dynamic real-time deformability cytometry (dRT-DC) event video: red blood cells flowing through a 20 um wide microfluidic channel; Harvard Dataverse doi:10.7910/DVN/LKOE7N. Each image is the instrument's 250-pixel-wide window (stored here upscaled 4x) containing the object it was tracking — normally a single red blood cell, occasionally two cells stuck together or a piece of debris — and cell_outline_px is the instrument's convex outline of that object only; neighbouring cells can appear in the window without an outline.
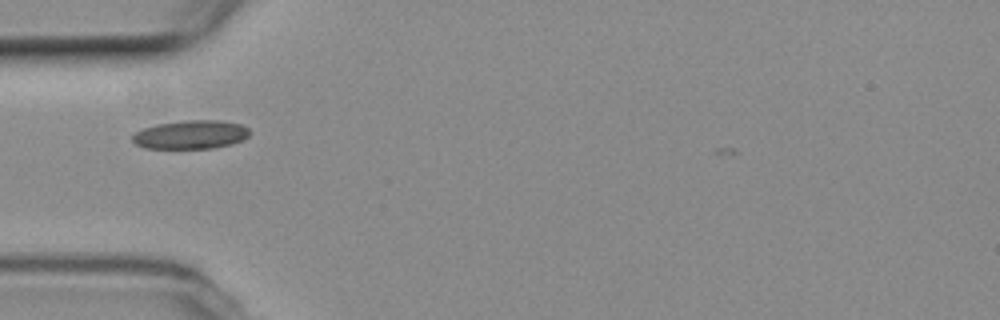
{"species": "common noctule bat (a hibernating species)", "species_latin": "Nyctalus noctula", "temperature_condition": "room temperature", "stored_images_in_passage": 19, "camera_frame_rate_fps": 3000, "um_per_image_px": 0.085, "animal": {"sex": "female", "body_mass_g": 19.3, "forearm_length_mm": 54.1}, "frame": {"image": 1, "passage_image": 1, "time_ms": 0.0, "image_size_px": [1000, 320], "cell_outline_px": [[252, 132], [248, 136], [232, 144], [212, 148], [144, 148], [136, 144], [132, 140], [132, 136], [136, 132], [144, 128], [156, 124], [184, 120], [220, 120], [240, 124], [248, 128]], "centroid_in_image_um": [16.22, 11.43], "position_along_channel_um": 68.8, "area_um2": 19.54}}
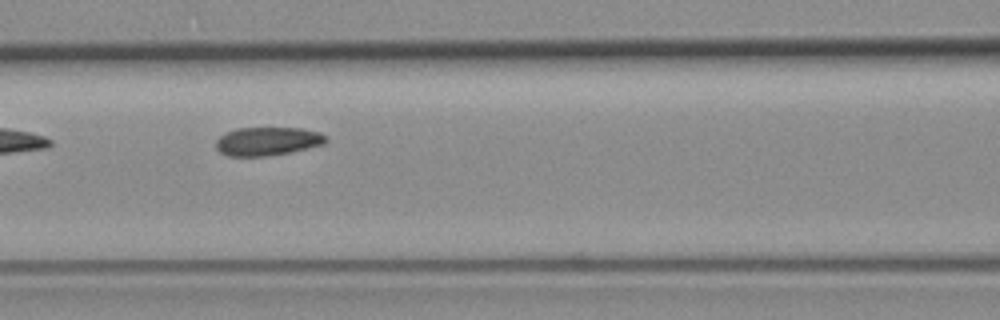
{"frame": {"image": 2, "passage_image": 7, "time_ms": 2.0, "image_size_px": [1000, 320], "cell_outline_px": [[328, 140], [324, 144], [288, 152], [264, 156], [228, 156], [220, 152], [216, 148], [216, 140], [220, 136], [236, 128], [300, 128], [320, 132], [328, 136]], "centroid_in_image_um": [22.75, 12.0], "position_along_channel_um": 143.9, "area_um2": 18.15}}
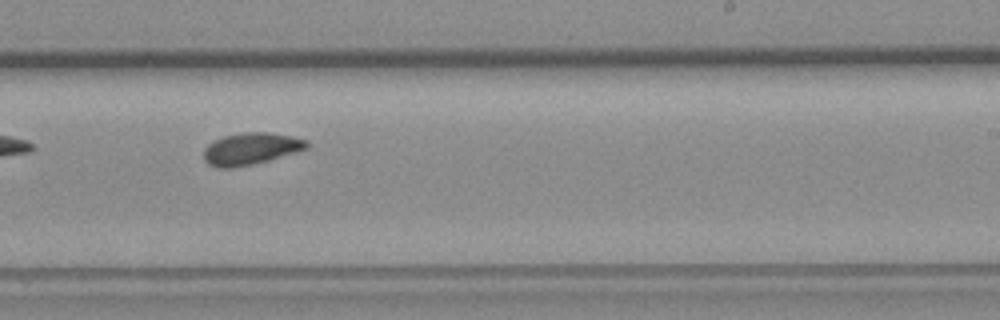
{"frame": {"image": 3, "passage_image": 17, "time_ms": 5.333, "image_size_px": [1000, 320], "cell_outline_px": [[308, 148], [268, 160], [252, 164], [232, 168], [220, 168], [208, 164], [204, 160], [204, 148], [208, 144], [224, 136], [244, 132], [272, 132], [292, 136], [308, 140]], "centroid_in_image_um": [21.32, 12.63], "position_along_channel_um": 267.7, "area_um2": 19.07}}